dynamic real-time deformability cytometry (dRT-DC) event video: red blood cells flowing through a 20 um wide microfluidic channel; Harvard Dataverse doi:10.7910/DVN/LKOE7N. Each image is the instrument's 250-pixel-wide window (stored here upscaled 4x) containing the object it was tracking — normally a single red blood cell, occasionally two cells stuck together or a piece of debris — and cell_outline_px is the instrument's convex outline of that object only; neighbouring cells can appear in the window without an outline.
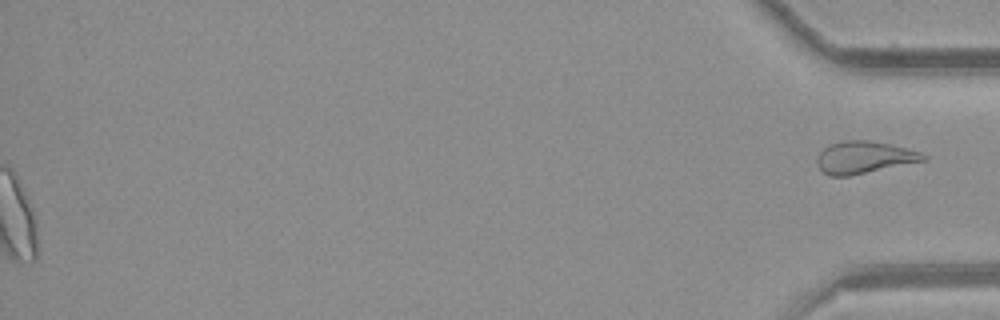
{"species": "common noctule bat (a hibernating species)", "species_latin": "Nyctalus noctula", "temperature_condition": "room temperature", "stored_images_in_passage": 52, "segment_of_instrument_passage": [2, 2], "camera_frame_rate_fps": 3000, "um_per_image_px": 0.085, "animal": {"sex": "female", "body_mass_g": 21.9}, "frame": {"image": 1, "passage_image": 52, "time_ms": 17.0, "image_size_px": [1000, 320], "cell_outline_px": [[928, 160], [848, 176], [828, 176], [816, 164], [816, 160], [820, 152], [828, 144], [840, 140], [868, 140], [888, 144], [920, 152], [928, 156]], "centroid_in_image_um": [73.42, 13.37], "position_along_channel_um": 361.8, "area_um2": 19.94}}